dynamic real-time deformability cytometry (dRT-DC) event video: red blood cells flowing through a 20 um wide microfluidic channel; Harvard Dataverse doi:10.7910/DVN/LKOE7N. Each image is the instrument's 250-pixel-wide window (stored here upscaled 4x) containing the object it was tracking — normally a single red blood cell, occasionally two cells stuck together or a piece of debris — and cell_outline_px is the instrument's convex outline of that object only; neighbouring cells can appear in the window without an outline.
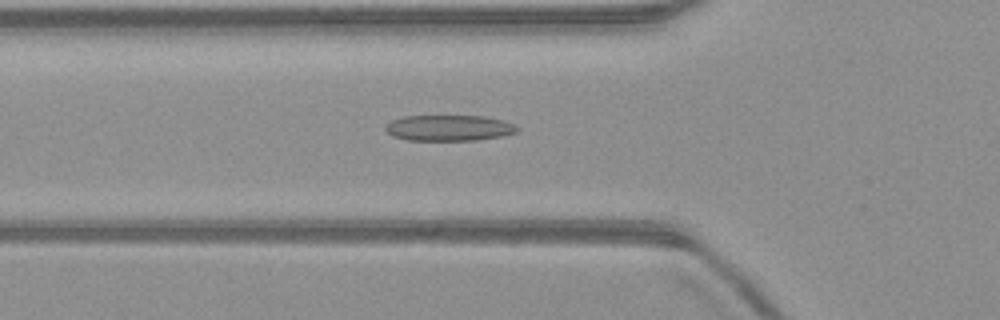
{"species": "common noctule bat (a hibernating species)", "species_latin": "Nyctalus noctula", "temperature_condition": "warm", "stored_images_in_passage": 50, "camera_frame_rate_fps": 3000, "um_per_image_px": 0.085, "animal": {"sex": "male", "body_mass_g": 23.1, "forearm_length_mm": 52.7}, "frame": {"image": 1, "passage_image": 17, "time_ms": 5.333, "image_size_px": [1000, 320], "cell_outline_px": [[520, 128], [516, 132], [500, 136], [476, 140], [408, 140], [392, 136], [384, 128], [392, 120], [404, 116], [484, 116], [504, 120]], "centroid_in_image_um": [38.16, 10.87], "position_along_channel_um": 87.6, "area_um2": 19.71}}
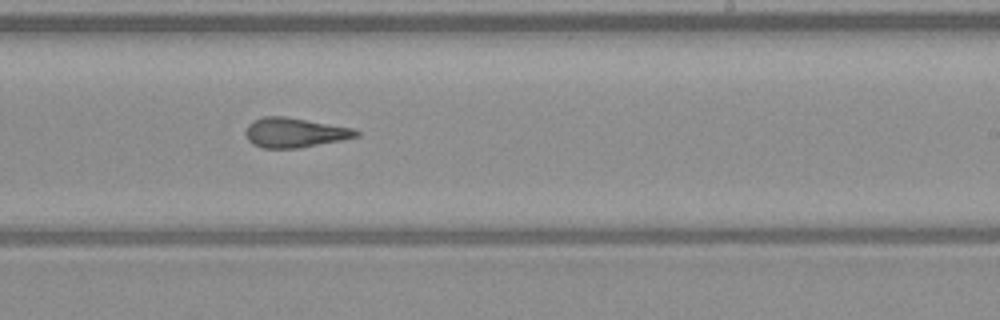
{"frame": {"image": 2, "passage_image": 30, "time_ms": 9.667, "image_size_px": [1000, 320], "cell_outline_px": [[360, 136], [300, 148], [264, 148], [252, 144], [244, 136], [244, 132], [248, 124], [252, 120], [264, 116], [284, 116], [352, 128], [360, 132]], "centroid_in_image_um": [24.99, 11.27], "position_along_channel_um": 264.0, "area_um2": 19.13}}
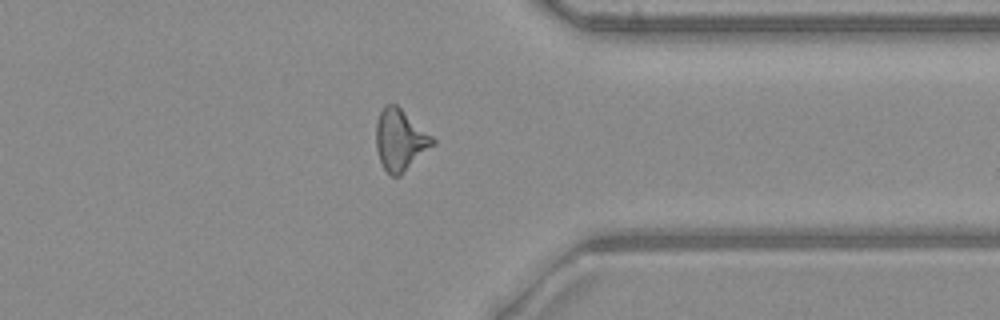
{"frame": {"image": 3, "passage_image": 39, "time_ms": 12.667, "image_size_px": [1000, 320], "cell_outline_px": [[436, 144], [400, 176], [392, 176], [384, 168], [380, 160], [376, 148], [376, 124], [380, 112], [384, 104], [396, 104], [432, 136], [436, 140]], "centroid_in_image_um": [34.02, 11.9], "position_along_channel_um": 377.4, "area_um2": 20.17}, "authors_computed_cell_mechanics": {"area_um2": 19.5942, "velocity_mm_per_s": 4.052, "shape_relaxation_time_tau1_ms": null, "shape_relaxation_time_tau2_ms": 2.0143, "deformation_change_tau1": null, "deformation_change_tau2": 0.1244}}